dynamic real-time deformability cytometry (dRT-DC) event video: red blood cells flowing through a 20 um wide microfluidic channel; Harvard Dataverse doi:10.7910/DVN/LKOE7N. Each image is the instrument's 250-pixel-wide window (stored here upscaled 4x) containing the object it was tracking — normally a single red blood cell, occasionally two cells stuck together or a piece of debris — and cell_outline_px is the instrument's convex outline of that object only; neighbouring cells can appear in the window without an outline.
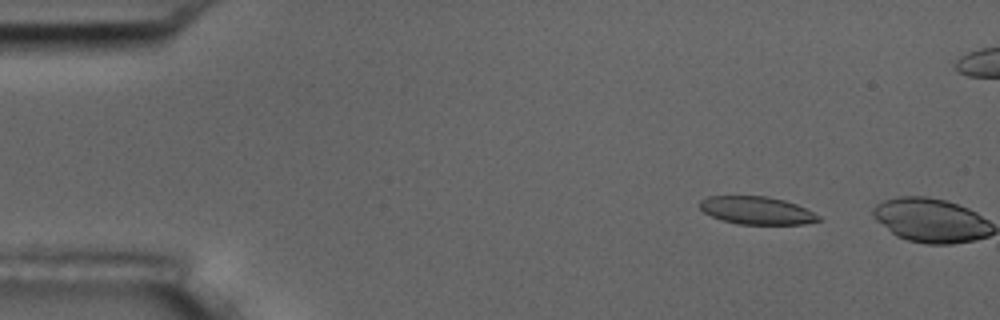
{"species": "common noctule bat (a hibernating species)", "species_latin": "Nyctalus noctula", "temperature_condition": "room temperature", "stored_images_in_passage": 3, "camera_frame_rate_fps": 3000, "um_per_image_px": 0.085, "animal": {"sex": "male", "body_mass_g": 17.5, "forearm_length_mm": 52.3}, "frame": {"image": 1, "passage_image": 2, "time_ms": 0.333, "image_size_px": [1000, 320], "cell_outline_px": [[820, 220], [804, 224], [736, 224], [712, 216], [704, 212], [700, 208], [700, 200], [708, 196], [764, 196], [784, 200], [796, 204], [820, 216]], "centroid_in_image_um": [64.3, 17.89], "position_along_channel_um": 20.7, "area_um2": 19.02}}